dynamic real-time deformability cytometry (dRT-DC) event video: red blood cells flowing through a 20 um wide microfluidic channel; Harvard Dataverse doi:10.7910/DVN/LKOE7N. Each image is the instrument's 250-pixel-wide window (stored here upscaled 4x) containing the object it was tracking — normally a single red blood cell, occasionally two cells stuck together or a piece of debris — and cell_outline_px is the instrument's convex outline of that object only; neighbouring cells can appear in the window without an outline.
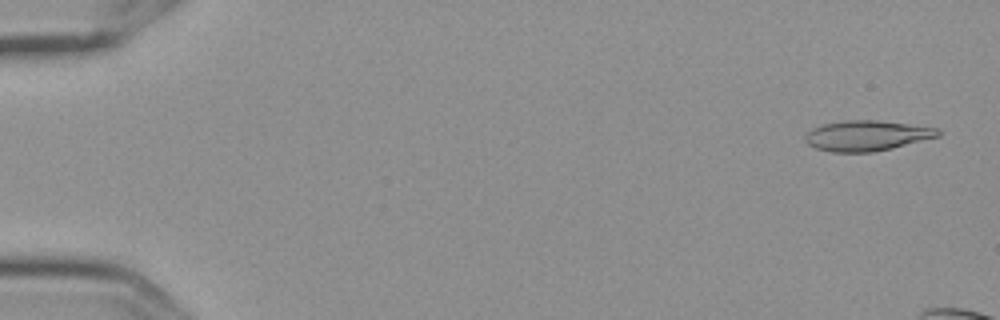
{"species": "Egyptian fruit bat (a non-hibernating species)", "species_latin": "Rousettus aegyptiacus", "temperature_condition": "cold", "stored_images_in_passage": 4, "camera_frame_rate_fps": 3000, "um_per_image_px": 0.085, "frame": {"image": 1, "passage_image": 1, "time_ms": 0.0, "image_size_px": [1000, 320], "cell_outline_px": [[940, 136], [892, 148], [872, 152], [832, 152], [816, 148], [808, 144], [804, 140], [804, 136], [812, 128], [824, 124], [844, 120], [876, 120], [940, 128]], "centroid_in_image_um": [73.68, 11.53], "position_along_channel_um": 11.3, "area_um2": 23.47}}